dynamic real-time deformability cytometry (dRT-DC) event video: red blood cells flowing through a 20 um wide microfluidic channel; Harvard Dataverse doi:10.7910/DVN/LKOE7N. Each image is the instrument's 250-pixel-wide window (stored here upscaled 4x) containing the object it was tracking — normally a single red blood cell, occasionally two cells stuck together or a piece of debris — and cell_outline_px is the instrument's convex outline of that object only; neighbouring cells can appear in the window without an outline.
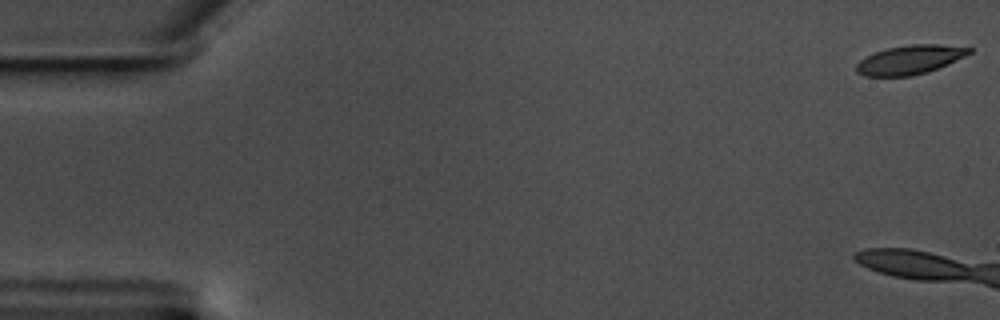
{"species": "common noctule bat (a hibernating species)", "species_latin": "Nyctalus noctula", "temperature_condition": "warm", "stored_images_in_passage": 9, "camera_frame_rate_fps": 3000, "um_per_image_px": 0.085, "animal": {"sex": "male", "body_mass_g": 17.5, "forearm_length_mm": 52.3}, "frame": {"image": 1, "passage_image": 1, "time_ms": 0.0, "image_size_px": [1000, 320], "cell_outline_px": [[972, 52], [948, 64], [928, 72], [912, 76], [864, 76], [856, 72], [856, 64], [860, 60], [876, 52], [888, 48], [912, 44], [940, 44], [972, 48]], "centroid_in_image_um": [77.34, 5.08], "position_along_channel_um": 7.7, "area_um2": 18.96}}